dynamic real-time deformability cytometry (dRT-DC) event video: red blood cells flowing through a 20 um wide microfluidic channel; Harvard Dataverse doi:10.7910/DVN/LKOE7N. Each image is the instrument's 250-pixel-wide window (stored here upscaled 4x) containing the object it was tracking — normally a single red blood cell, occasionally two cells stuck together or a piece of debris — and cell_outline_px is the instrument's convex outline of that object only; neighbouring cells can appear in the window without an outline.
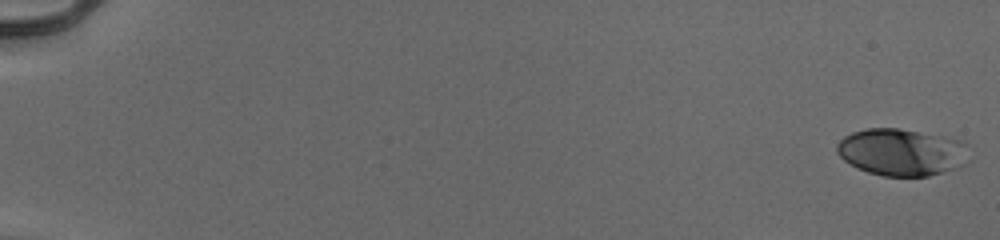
{"species": "human", "species_latin": "Homo sapiens", "temperature_condition": "cold", "stored_images_in_passage": 45, "camera_frame_rate_fps": 3000, "um_per_image_px": 0.085, "donor": {"sex": "male"}, "frame": {"image": 1, "passage_image": 1, "time_ms": 0.0, "image_size_px": [1000, 240], "cell_outline_px": [[968, 164], [956, 168], [928, 176], [884, 176], [868, 172], [844, 160], [836, 152], [836, 144], [844, 136], [852, 132], [868, 128], [900, 128], [944, 136], [960, 140], [968, 144]], "centroid_in_image_um": [76.68, 12.92], "position_along_channel_um": 8.3, "area_um2": 36.47}}
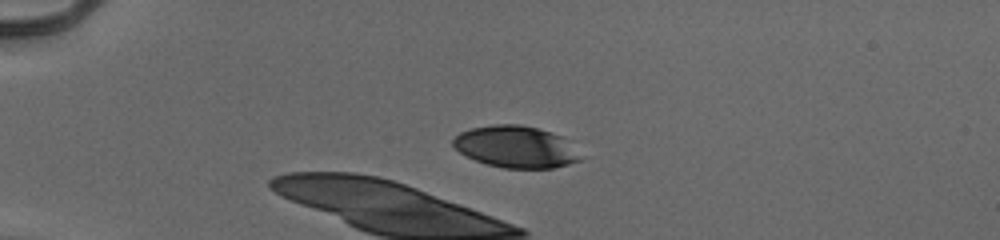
{"frame": {"image": 2, "passage_image": 15, "time_ms": 4.667, "image_size_px": [1000, 240], "cell_outline_px": [[584, 156], [580, 160], [568, 164], [552, 168], [504, 168], [488, 164], [476, 160], [460, 152], [452, 144], [452, 140], [460, 132], [472, 128], [492, 124], [520, 124], [536, 128], [560, 136]], "centroid_in_image_um": [43.84, 12.48], "position_along_channel_um": 41.2, "area_um2": 30.69}}
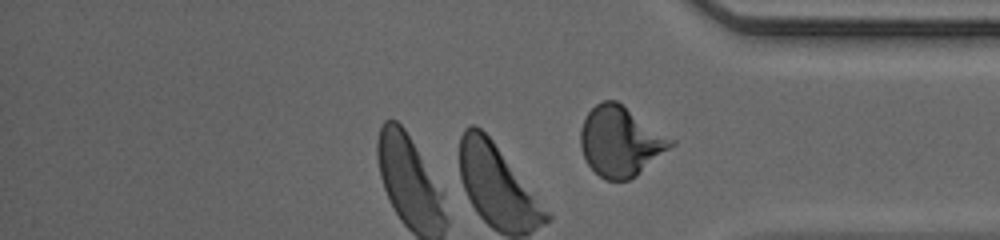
{"frame": {"image": 3, "passage_image": 45, "time_ms": 14.667, "image_size_px": [1000, 240], "cell_outline_px": [[676, 144], [636, 176], [628, 180], [604, 180], [588, 164], [580, 148], [580, 128], [588, 112], [596, 104], [604, 100], [616, 100], [676, 140]], "centroid_in_image_um": [52.76, 12.02], "position_along_channel_um": 382.4, "area_um2": 36.88}}